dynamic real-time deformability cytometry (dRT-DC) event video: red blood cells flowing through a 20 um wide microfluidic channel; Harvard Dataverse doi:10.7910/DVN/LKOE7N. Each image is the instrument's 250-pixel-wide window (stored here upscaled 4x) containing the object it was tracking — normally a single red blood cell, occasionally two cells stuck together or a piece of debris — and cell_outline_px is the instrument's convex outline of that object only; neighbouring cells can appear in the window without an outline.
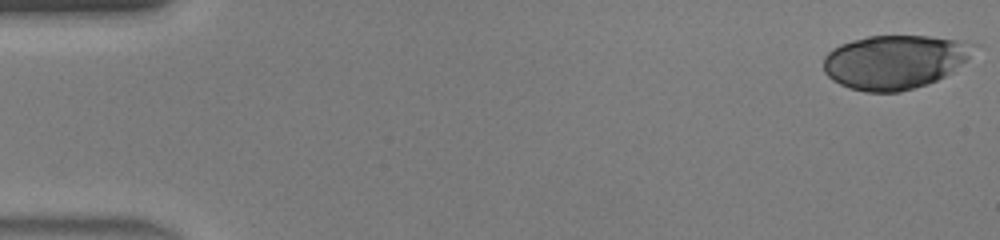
{"species": "human", "species_latin": "Homo sapiens", "temperature_condition": "warm", "stored_images_in_passage": 46, "camera_frame_rate_fps": 3000, "um_per_image_px": 0.085, "donor": {"sex": "male"}, "frame": {"image": 1, "passage_image": 1, "time_ms": 0.0, "image_size_px": [1000, 240], "cell_outline_px": [[984, 44], [952, 72], [928, 84], [900, 92], [864, 92], [848, 88], [832, 80], [824, 72], [824, 56], [832, 48], [840, 44], [852, 40], [868, 36], [928, 36]], "centroid_in_image_um": [76.08, 5.25], "position_along_channel_um": 8.9, "area_um2": 47.69}}
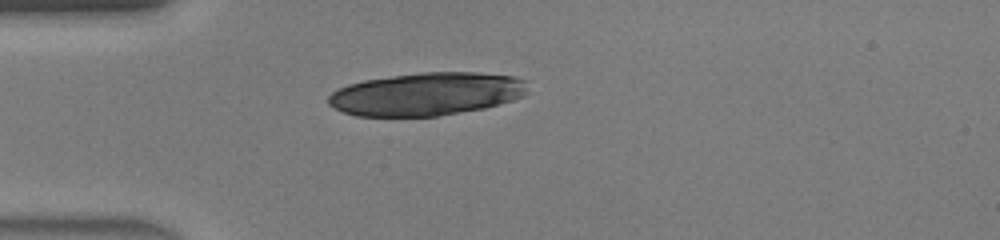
{"frame": {"image": 2, "passage_image": 13, "time_ms": 4.0, "image_size_px": [1000, 240], "cell_outline_px": [[524, 96], [512, 100], [484, 108], [440, 116], [356, 116], [332, 108], [328, 104], [328, 96], [332, 92], [348, 84], [364, 80], [420, 72], [476, 72], [516, 76], [524, 80]], "centroid_in_image_um": [36.22, 7.99], "position_along_channel_um": 48.8, "area_um2": 49.88}}
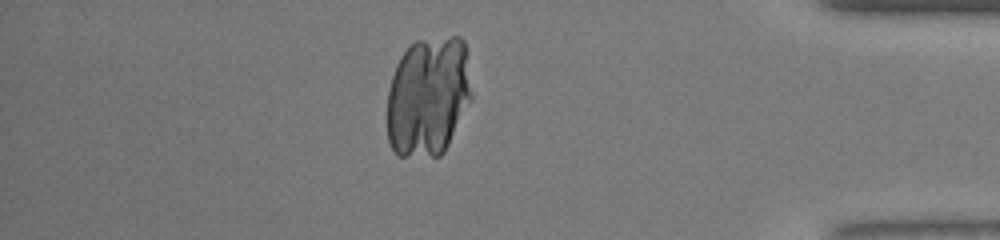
{"frame": {"image": 3, "passage_image": 40, "time_ms": 13.0, "image_size_px": [1000, 240], "cell_outline_px": [[472, 100], [444, 152], [440, 156], [396, 156], [388, 140], [388, 88], [396, 64], [400, 56], [416, 40], [452, 36], [460, 36], [464, 40], [472, 92]], "centroid_in_image_um": [36.4, 8.19], "position_along_channel_um": 398.8, "area_um2": 59.53}}